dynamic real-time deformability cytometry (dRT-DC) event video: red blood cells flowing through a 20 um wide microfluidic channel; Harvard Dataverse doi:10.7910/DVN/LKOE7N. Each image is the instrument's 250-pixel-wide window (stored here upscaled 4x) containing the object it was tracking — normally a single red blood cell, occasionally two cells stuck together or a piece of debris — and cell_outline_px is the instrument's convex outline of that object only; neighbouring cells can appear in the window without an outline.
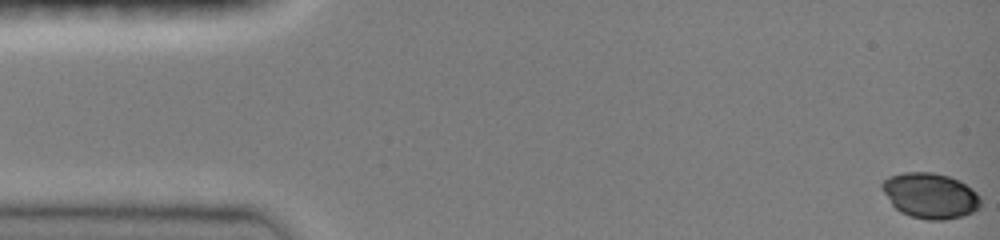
{"species": "common noctule bat (a hibernating species)", "species_latin": "Nyctalus noctula", "temperature_condition": "room temperature", "stored_images_in_passage": 25, "camera_frame_rate_fps": 3000, "um_per_image_px": 0.085, "animal": {"sex": "female", "body_mass_g": 19.0, "forearm_length_mm": 51.5}, "frame": {"image": 1, "passage_image": 1, "time_ms": 0.0, "image_size_px": [1000, 240], "cell_outline_px": [[980, 204], [972, 212], [964, 216], [944, 220], [928, 220], [912, 216], [900, 212], [892, 204], [880, 188], [880, 184], [884, 180], [892, 176], [904, 172], [932, 172], [948, 176], [964, 184], [976, 192], [980, 196]], "centroid_in_image_um": [79.05, 16.63], "position_along_channel_um": 6.0, "area_um2": 25.84}}
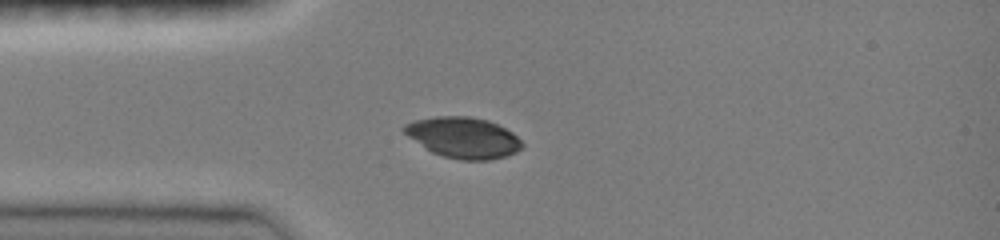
{"frame": {"image": 2, "passage_image": 20, "time_ms": 4.0, "image_size_px": [1000, 240], "cell_outline_px": [[524, 144], [516, 152], [504, 156], [488, 160], [460, 160], [444, 156], [432, 152], [408, 136], [400, 128], [404, 124], [416, 120], [436, 116], [468, 116], [488, 120], [512, 132]], "centroid_in_image_um": [39.36, 11.69], "position_along_channel_um": 45.6, "area_um2": 27.8}}